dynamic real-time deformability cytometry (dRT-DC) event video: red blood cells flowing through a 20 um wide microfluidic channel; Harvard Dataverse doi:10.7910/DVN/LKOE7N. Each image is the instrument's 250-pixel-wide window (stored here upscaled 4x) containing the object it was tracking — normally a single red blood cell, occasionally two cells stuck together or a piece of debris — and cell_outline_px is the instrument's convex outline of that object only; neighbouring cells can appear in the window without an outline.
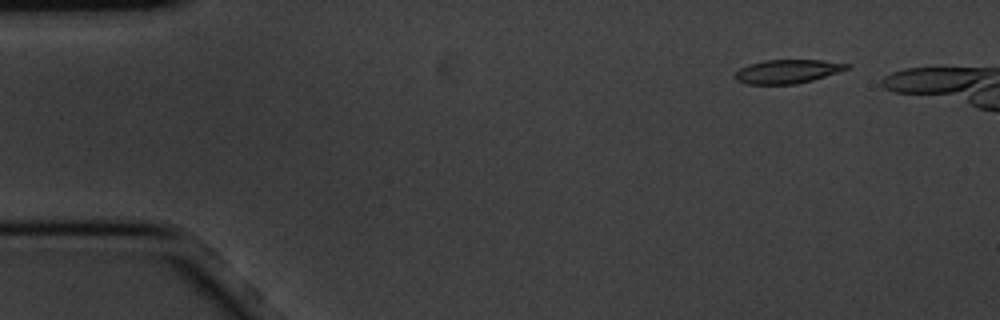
{"species": "common noctule bat (a hibernating species)", "species_latin": "Nyctalus noctula", "temperature_condition": "cold", "stored_images_in_passage": 3, "camera_frame_rate_fps": 3000, "um_per_image_px": 0.085, "animal": {"sex": "male", "body_mass_g": 20.1, "forearm_length_mm": 53.5}, "frame": {"image": 1, "passage_image": 1, "time_ms": 0.0, "image_size_px": [1000, 320], "cell_outline_px": [[848, 68], [812, 80], [796, 84], [748, 84], [736, 80], [736, 72], [740, 68], [764, 60], [820, 60], [848, 64]], "centroid_in_image_um": [66.89, 6.07], "position_along_channel_um": 18.1, "area_um2": 15.03}}